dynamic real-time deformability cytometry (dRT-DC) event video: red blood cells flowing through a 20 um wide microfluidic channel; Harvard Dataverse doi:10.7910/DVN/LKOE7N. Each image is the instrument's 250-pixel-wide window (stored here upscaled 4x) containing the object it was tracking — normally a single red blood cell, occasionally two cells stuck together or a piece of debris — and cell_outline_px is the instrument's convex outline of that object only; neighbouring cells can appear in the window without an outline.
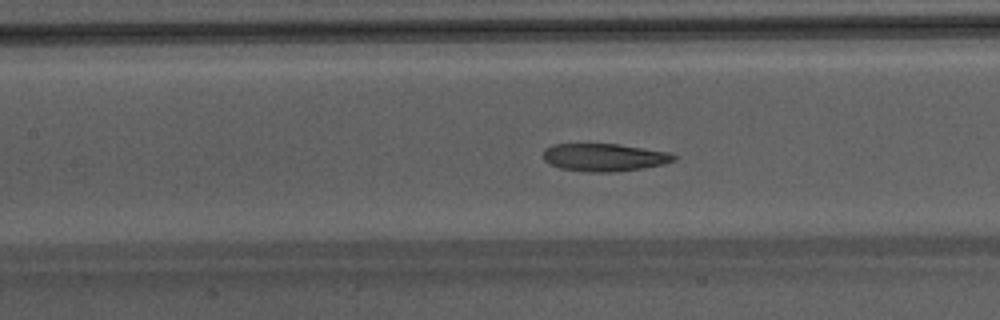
{"species": "Egyptian fruit bat (a non-hibernating species)", "species_latin": "Rousettus aegyptiacus", "temperature_condition": "warm", "stored_images_in_passage": 51, "camera_frame_rate_fps": 3000, "um_per_image_px": 0.085, "animal": {"sex": "male"}, "frame": {"image": 1, "passage_image": 26, "time_ms": 8.333, "image_size_px": [1000, 320], "cell_outline_px": [[676, 160], [664, 164], [644, 168], [612, 172], [584, 172], [560, 168], [544, 160], [544, 148], [552, 144], [616, 144], [668, 152], [676, 156]], "centroid_in_image_um": [51.35, 13.38], "position_along_channel_um": 156.0, "area_um2": 21.04}}
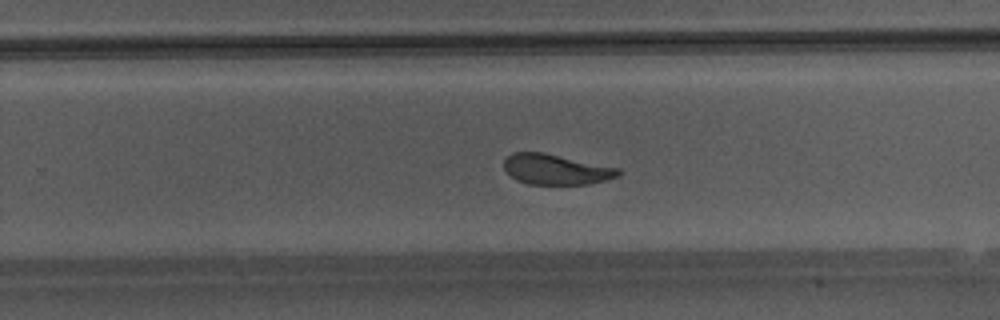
{"frame": {"image": 2, "passage_image": 35, "time_ms": 11.333, "image_size_px": [1000, 320], "cell_outline_px": [[620, 176], [588, 184], [528, 184], [516, 180], [504, 168], [504, 160], [512, 152], [544, 152], [620, 168]], "centroid_in_image_um": [47.26, 14.39], "position_along_channel_um": 282.5, "area_um2": 20.23}}
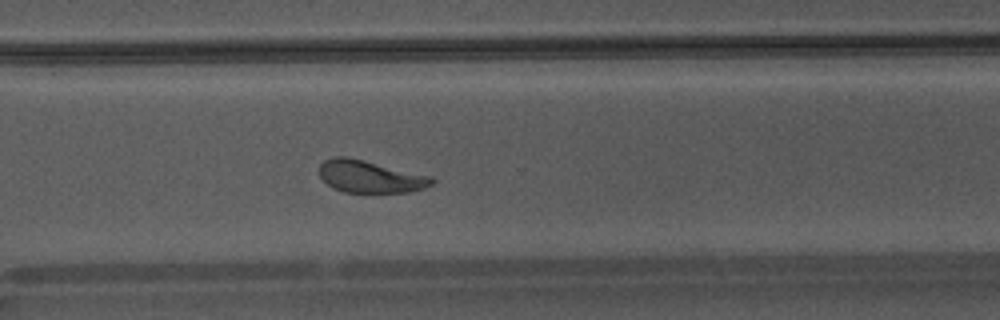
{"frame": {"image": 3, "passage_image": 39, "time_ms": 12.667, "image_size_px": [1000, 320], "cell_outline_px": [[436, 180], [432, 184], [424, 188], [408, 192], [344, 192], [332, 188], [320, 176], [320, 164], [324, 160], [332, 156], [344, 156], [432, 176]], "centroid_in_image_um": [31.46, 15.01], "position_along_channel_um": 339.1, "area_um2": 20.98}, "authors_computed_cell_mechanics": {"area_um2": 22.4264, "velocity_mm_per_s": 4.2337, "shape_relaxation_time_tau1_ms": 4.2986, "shape_relaxation_time_tau2_ms": 1.5831, "deformation_change_tau1": 0.173, "deformation_change_tau2": 0.0951}}